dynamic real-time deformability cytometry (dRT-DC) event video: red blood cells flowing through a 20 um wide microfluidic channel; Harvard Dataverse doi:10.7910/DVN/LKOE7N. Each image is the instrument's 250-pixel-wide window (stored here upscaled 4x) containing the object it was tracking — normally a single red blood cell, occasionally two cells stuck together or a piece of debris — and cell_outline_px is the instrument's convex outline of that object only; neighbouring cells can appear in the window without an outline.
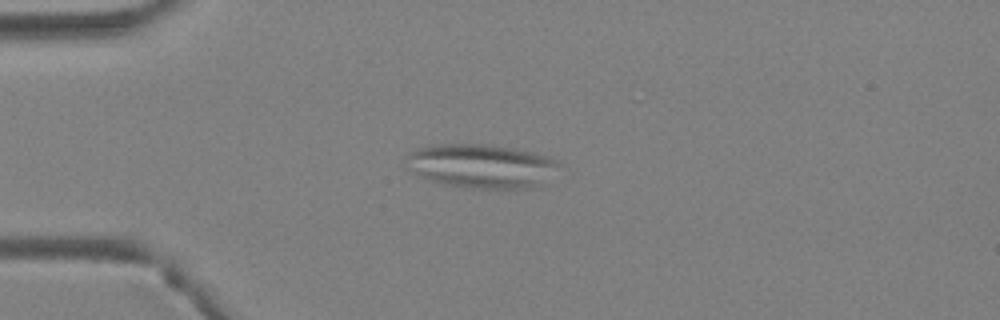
{"species": "Egyptian fruit bat (a non-hibernating species)", "species_latin": "Rousettus aegyptiacus", "temperature_condition": "warm", "stored_images_in_passage": 26, "camera_frame_rate_fps": 3000, "um_per_image_px": 0.085, "animal": {"sex": "female"}, "frame": {"image": 1, "passage_image": 6, "time_ms": 1.667, "image_size_px": [1000, 320], "cell_outline_px": [[560, 164], [536, 184], [524, 188], [476, 188], [448, 184], [432, 180], [420, 176], [404, 168], [404, 156], [408, 152], [416, 148], [440, 144], [488, 144], [516, 148], [548, 156], [556, 160]], "centroid_in_image_um": [40.76, 14.07], "position_along_channel_um": 44.2, "area_um2": 38.61}}
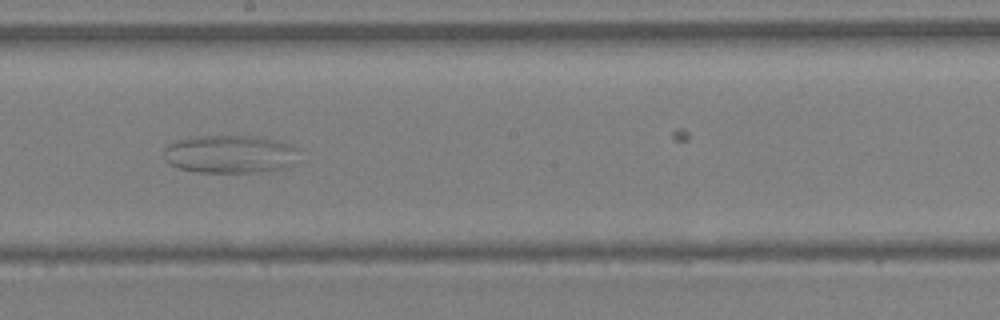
{"frame": {"image": 2, "passage_image": 19, "time_ms": 6.0, "image_size_px": [1000, 320], "cell_outline_px": [[300, 160], [288, 168], [256, 172], [196, 172], [180, 168], [168, 164], [164, 160], [164, 152], [168, 144], [180, 140], [196, 136], [248, 136], [276, 140], [292, 144], [300, 148]], "centroid_in_image_um": [19.64, 13.11], "position_along_channel_um": 228.6, "area_um2": 30.4}}
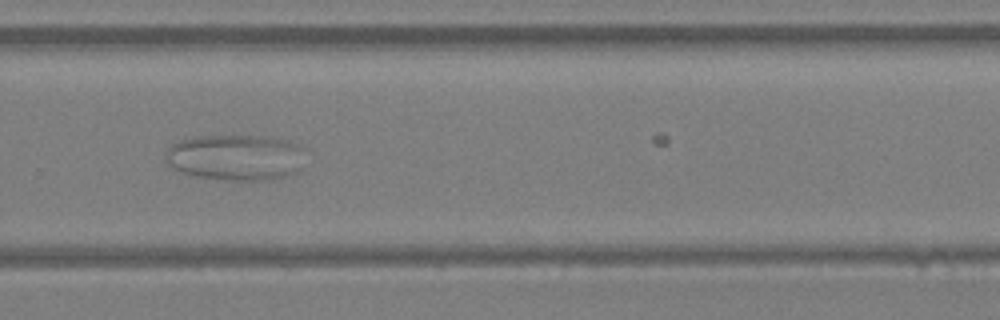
{"frame": {"image": 3, "passage_image": 24, "time_ms": 7.667, "image_size_px": [1000, 320], "cell_outline_px": [[308, 148], [300, 168], [296, 172], [288, 176], [268, 180], [228, 180], [196, 176], [172, 168], [168, 164], [164, 156], [168, 148], [172, 144], [180, 140], [200, 136], [272, 136], [288, 140]], "centroid_in_image_um": [20.11, 13.37], "position_along_channel_um": 309.7, "area_um2": 37.97}}